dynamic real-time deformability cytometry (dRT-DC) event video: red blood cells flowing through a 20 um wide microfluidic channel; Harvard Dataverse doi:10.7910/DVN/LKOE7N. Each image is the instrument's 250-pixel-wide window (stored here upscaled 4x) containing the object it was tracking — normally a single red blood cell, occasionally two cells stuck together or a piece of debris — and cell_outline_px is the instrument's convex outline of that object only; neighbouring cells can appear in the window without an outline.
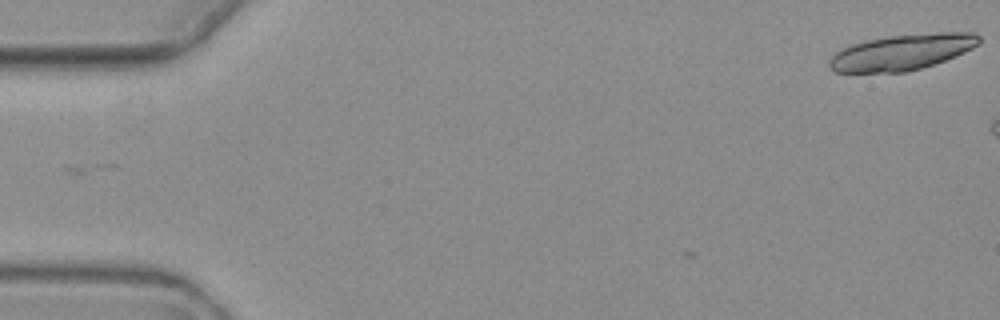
{"species": "common noctule bat (a hibernating species)", "species_latin": "Nyctalus noctula", "temperature_condition": "warm", "stored_images_in_passage": 5, "segment_of_instrument_passage": [2, 2], "camera_frame_rate_fps": 3000, "um_per_image_px": 0.085, "animal": {"sex": "female", "body_mass_g": 19.3, "forearm_length_mm": 54.1}, "frame": {"image": 1, "passage_image": 5, "time_ms": 4.667, "image_size_px": [1000, 320], "cell_outline_px": [[980, 44], [964, 52], [944, 60], [920, 68], [904, 72], [832, 72], [828, 68], [828, 60], [836, 52], [852, 44], [868, 40], [892, 36], [940, 32], [972, 32], [980, 36]], "centroid_in_image_um": [76.65, 4.44], "position_along_channel_um": 8.3, "area_um2": 30.92}}